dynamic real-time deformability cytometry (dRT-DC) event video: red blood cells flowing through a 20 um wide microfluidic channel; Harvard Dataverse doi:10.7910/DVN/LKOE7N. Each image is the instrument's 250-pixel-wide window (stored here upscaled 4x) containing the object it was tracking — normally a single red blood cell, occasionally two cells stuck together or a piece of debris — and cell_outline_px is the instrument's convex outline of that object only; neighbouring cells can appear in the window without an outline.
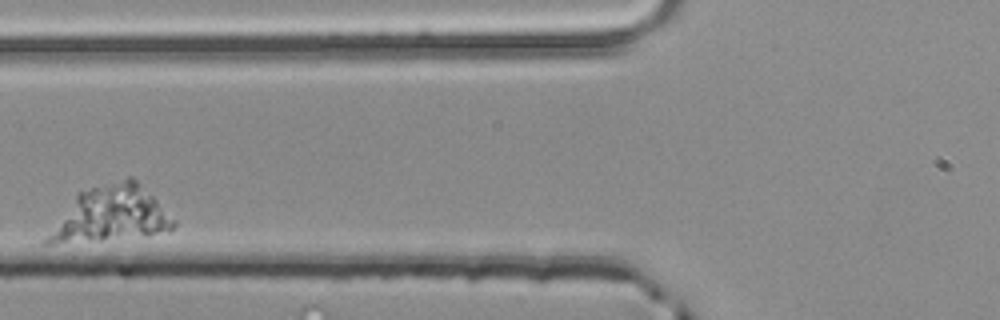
{"species": "common noctule bat (a hibernating species)", "species_latin": "Nyctalus noctula", "temperature_condition": "room temperature", "stored_images_in_passage": 2, "camera_frame_rate_fps": 3000, "um_per_image_px": 0.085, "animal": {"sex": "male", "body_mass_g": 20.4}, "frame": {"image": 1, "passage_image": 2, "time_ms": 0.333, "image_size_px": [1000, 320], "cell_outline_px": [[176, 224], [168, 232], [100, 240], [52, 244], [44, 244], [44, 240], [76, 196], [80, 192], [128, 176], [132, 176], [176, 220]], "centroid_in_image_um": [9.46, 18.22], "position_along_channel_um": 116.3, "area_um2": 39.3}}